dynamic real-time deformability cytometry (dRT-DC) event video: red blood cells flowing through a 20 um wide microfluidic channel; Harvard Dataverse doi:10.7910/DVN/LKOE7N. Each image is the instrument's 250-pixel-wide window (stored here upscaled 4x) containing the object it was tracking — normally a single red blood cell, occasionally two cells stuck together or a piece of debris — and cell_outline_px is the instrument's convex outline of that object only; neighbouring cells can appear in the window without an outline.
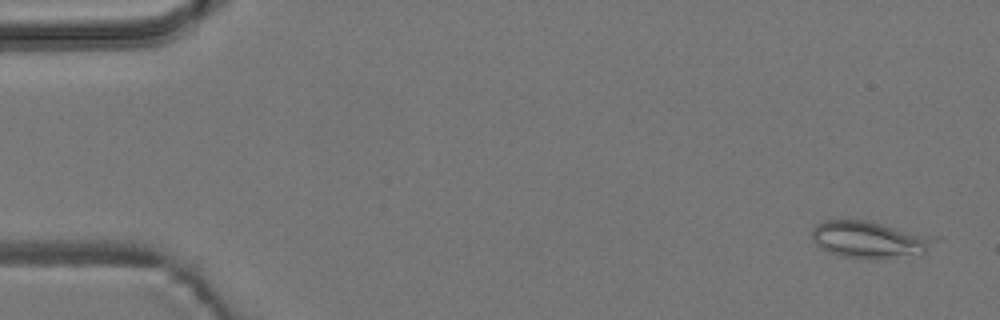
{"species": "common noctule bat (a hibernating species)", "species_latin": "Nyctalus noctula", "temperature_condition": "room temperature", "stored_images_in_passage": 5, "camera_frame_rate_fps": 3000, "um_per_image_px": 0.085, "animal": {"sex": "male", "body_mass_g": 19.2, "forearm_length_mm": 51.8}, "frame": {"image": 1, "passage_image": 1, "time_ms": 0.0, "image_size_px": [1000, 320], "cell_outline_px": [[940, 236], [924, 252], [872, 260], [868, 260], [840, 256], [828, 252], [820, 248], [812, 240], [812, 228], [816, 224], [824, 220], [864, 220], [884, 224]], "centroid_in_image_um": [73.87, 20.35], "position_along_channel_um": 11.1, "area_um2": 26.59}}